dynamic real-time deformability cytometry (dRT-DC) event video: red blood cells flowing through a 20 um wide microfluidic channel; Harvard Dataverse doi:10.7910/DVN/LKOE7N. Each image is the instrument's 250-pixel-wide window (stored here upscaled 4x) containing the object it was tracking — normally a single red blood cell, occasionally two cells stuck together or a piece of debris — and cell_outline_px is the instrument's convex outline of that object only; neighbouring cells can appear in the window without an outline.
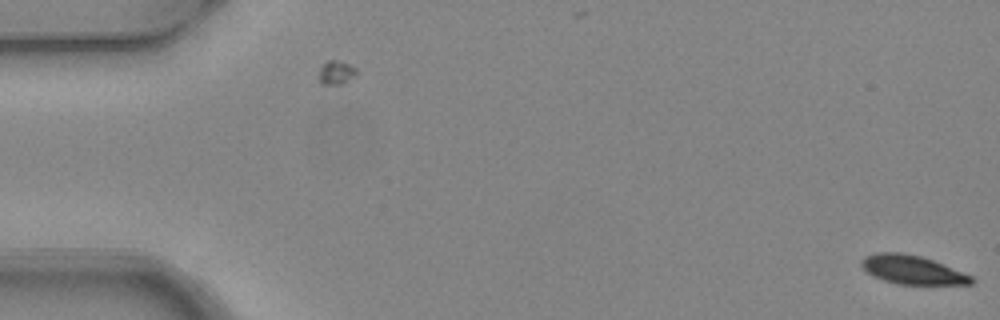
{"species": "common noctule bat (a hibernating species)", "species_latin": "Nyctalus noctula", "temperature_condition": "warm", "stored_images_in_passage": 5, "camera_frame_rate_fps": 3000, "um_per_image_px": 0.085, "animal": {"sex": "female", "body_mass_g": 24.6, "forearm_length_mm": 56.2}, "frame": {"image": 1, "passage_image": 1, "time_ms": 0.0, "image_size_px": [1000, 320], "cell_outline_px": [[976, 280], [972, 284], [896, 284], [872, 276], [860, 264], [860, 260], [864, 256], [876, 252], [904, 252], [920, 256], [944, 264], [972, 276]], "centroid_in_image_um": [77.53, 22.92], "position_along_channel_um": 7.5, "area_um2": 18.5}}